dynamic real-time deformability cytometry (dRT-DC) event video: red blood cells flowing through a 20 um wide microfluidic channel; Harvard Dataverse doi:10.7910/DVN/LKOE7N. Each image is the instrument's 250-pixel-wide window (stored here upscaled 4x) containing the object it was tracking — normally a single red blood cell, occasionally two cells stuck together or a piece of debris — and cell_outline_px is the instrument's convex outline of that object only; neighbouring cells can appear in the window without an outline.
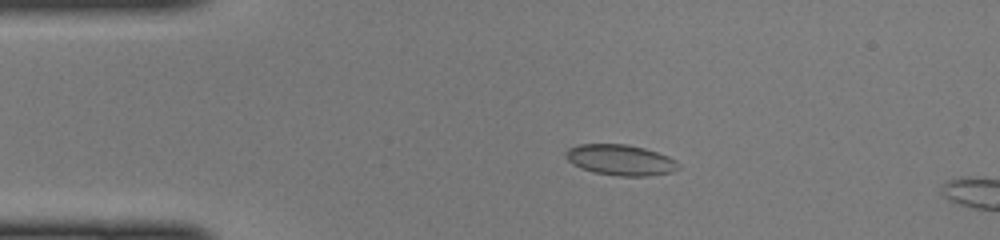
{"species": "common noctule bat (a hibernating species)", "species_latin": "Nyctalus noctula", "temperature_condition": "cold", "stored_images_in_passage": 11, "camera_frame_rate_fps": 3000, "um_per_image_px": 0.085, "animal": {"sex": "female", "body_mass_g": 22.0, "forearm_length_mm": 56.7}, "frame": {"image": 1, "passage_image": 8, "time_ms": 2.333, "image_size_px": [1000, 240], "cell_outline_px": [[680, 168], [672, 172], [648, 176], [620, 176], [592, 172], [580, 168], [572, 164], [564, 156], [564, 152], [568, 148], [580, 144], [628, 144], [644, 148], [668, 156], [676, 160], [680, 164]], "centroid_in_image_um": [52.73, 13.6], "position_along_channel_um": 32.3, "area_um2": 20.4}}